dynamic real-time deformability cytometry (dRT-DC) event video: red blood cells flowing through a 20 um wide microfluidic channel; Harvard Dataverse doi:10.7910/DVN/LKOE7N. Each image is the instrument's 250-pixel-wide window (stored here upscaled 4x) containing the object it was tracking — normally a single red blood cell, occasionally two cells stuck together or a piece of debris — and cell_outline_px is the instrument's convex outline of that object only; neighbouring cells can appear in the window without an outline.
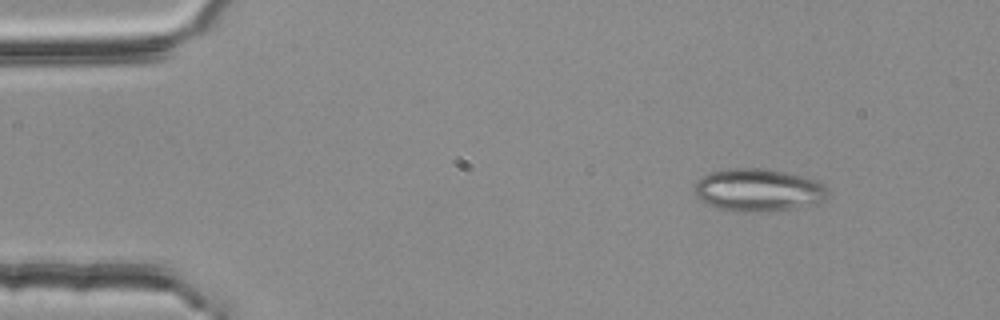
{"species": "common noctule bat (a hibernating species)", "species_latin": "Nyctalus noctula", "temperature_condition": "room temperature", "stored_images_in_passage": 3, "camera_frame_rate_fps": 3000, "um_per_image_px": 0.085, "animal": {"sex": "female", "body_mass_g": 25.1}, "frame": {"image": 1, "passage_image": 1, "time_ms": 0.0, "image_size_px": [1000, 320], "cell_outline_px": [[828, 196], [820, 204], [768, 212], [740, 212], [716, 208], [708, 204], [696, 196], [696, 184], [704, 176], [712, 172], [728, 168], [760, 168], [784, 172], [804, 176], [816, 180], [824, 184], [828, 192]], "centroid_in_image_um": [64.52, 16.17], "position_along_channel_um": 20.5, "area_um2": 33.29}}